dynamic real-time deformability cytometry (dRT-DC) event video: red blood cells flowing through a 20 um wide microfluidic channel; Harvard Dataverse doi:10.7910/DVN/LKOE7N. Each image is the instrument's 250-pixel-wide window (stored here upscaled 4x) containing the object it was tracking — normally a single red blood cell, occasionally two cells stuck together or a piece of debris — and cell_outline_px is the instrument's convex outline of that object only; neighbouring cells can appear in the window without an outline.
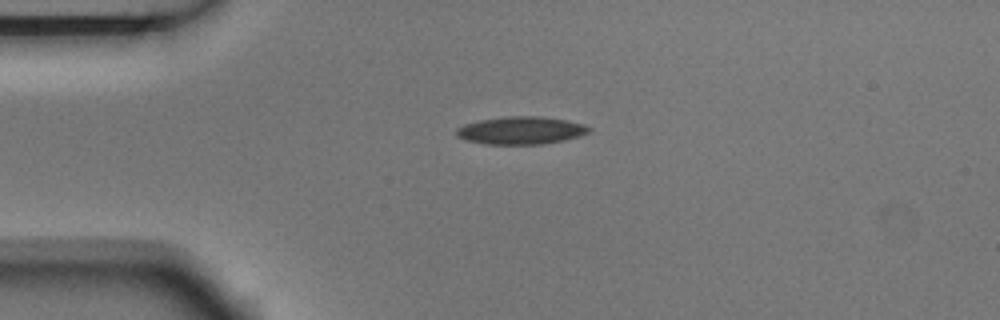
{"species": "Egyptian fruit bat (a non-hibernating species)", "species_latin": "Rousettus aegyptiacus", "temperature_condition": "room temperature", "stored_images_in_passage": 3, "camera_frame_rate_fps": 3000, "um_per_image_px": 0.085, "animal": {"sex": "male"}, "frame": {"image": 1, "passage_image": 2, "time_ms": 0.333, "image_size_px": [1000, 320], "cell_outline_px": [[592, 132], [580, 136], [564, 140], [540, 144], [488, 144], [464, 140], [456, 136], [456, 128], [464, 124], [480, 120], [508, 116], [540, 116], [568, 120], [584, 124], [592, 128]], "centroid_in_image_um": [44.31, 11.08], "position_along_channel_um": 40.7, "area_um2": 21.56}}